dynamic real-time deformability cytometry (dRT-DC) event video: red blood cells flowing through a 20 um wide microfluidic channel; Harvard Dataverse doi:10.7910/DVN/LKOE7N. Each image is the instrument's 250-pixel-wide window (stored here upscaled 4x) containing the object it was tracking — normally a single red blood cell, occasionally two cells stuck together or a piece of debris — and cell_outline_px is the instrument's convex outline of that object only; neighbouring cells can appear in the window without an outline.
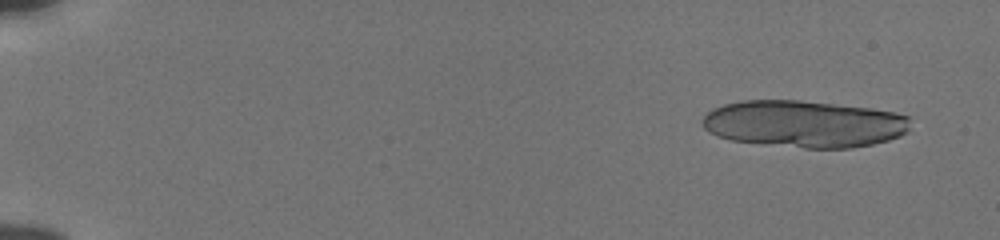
{"species": "human", "species_latin": "Homo sapiens", "temperature_condition": "cold", "stored_images_in_passage": 19, "camera_frame_rate_fps": 3000, "um_per_image_px": 0.085, "donor": {"sex": "male"}, "frame": {"image": 1, "passage_image": 4, "time_ms": 1.0, "image_size_px": [1000, 240], "cell_outline_px": [[908, 132], [900, 136], [888, 140], [872, 144], [852, 148], [804, 148], [732, 140], [716, 136], [708, 132], [700, 124], [700, 120], [712, 108], [724, 104], [740, 100], [800, 100], [872, 108], [896, 112], [908, 116]], "centroid_in_image_um": [68.32, 10.52], "position_along_channel_um": 16.7, "area_um2": 57.28}}